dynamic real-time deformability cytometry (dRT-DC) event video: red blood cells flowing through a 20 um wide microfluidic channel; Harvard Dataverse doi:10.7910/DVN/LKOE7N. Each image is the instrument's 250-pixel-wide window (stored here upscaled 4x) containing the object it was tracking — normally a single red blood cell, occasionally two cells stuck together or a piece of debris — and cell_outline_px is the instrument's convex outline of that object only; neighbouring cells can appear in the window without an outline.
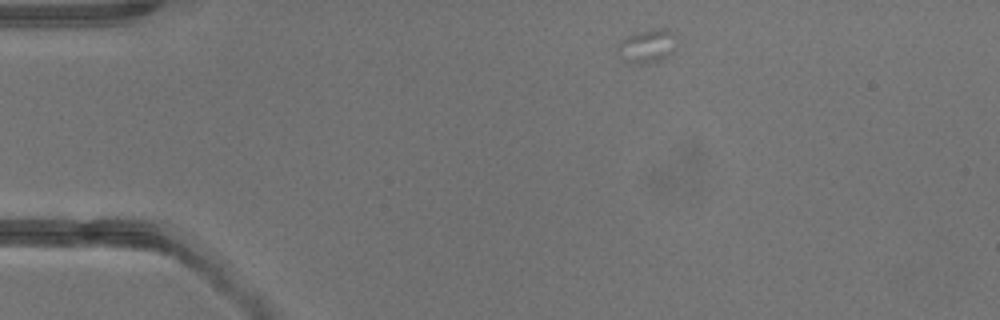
{"species": "common noctule bat (a hibernating species)", "species_latin": "Nyctalus noctula", "temperature_condition": "warm", "stored_images_in_passage": 2, "camera_frame_rate_fps": 3000, "um_per_image_px": 0.085, "animal": {"sex": "male", "body_mass_g": 13.3}, "frame": {"image": 1, "passage_image": 1, "time_ms": 0.0, "image_size_px": [1000, 320], "cell_outline_px": [[676, 48], [664, 60], [648, 64], [628, 64], [620, 60], [616, 48], [620, 40], [636, 32], [660, 28], [668, 28], [676, 32]], "centroid_in_image_um": [55.01, 3.94], "position_along_channel_um": 30.0, "area_um2": 12.25}}